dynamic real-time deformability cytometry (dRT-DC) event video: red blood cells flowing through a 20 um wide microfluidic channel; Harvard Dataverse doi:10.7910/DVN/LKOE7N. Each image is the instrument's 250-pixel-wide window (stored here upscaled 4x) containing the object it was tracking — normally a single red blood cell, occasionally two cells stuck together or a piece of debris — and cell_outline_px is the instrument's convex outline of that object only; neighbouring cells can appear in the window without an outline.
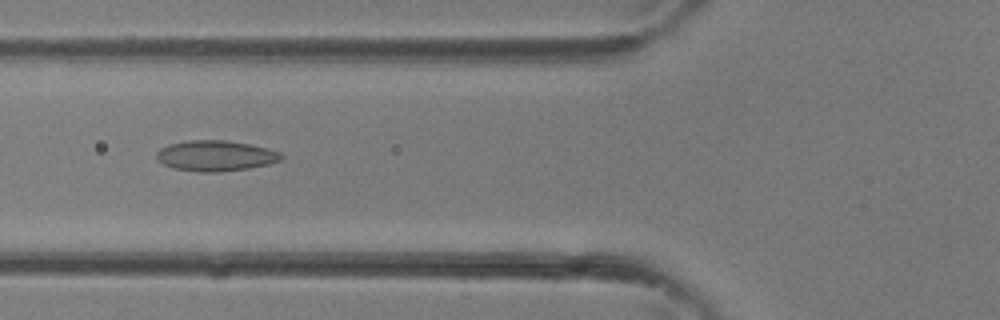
{"species": "common noctule bat (a hibernating species)", "species_latin": "Nyctalus noctula", "temperature_condition": "room temperature", "stored_images_in_passage": 36, "camera_frame_rate_fps": 3000, "um_per_image_px": 0.085, "animal": {"sex": "female"}, "frame": {"image": 1, "passage_image": 14, "time_ms": 4.333, "image_size_px": [1000, 320], "cell_outline_px": [[284, 156], [280, 160], [268, 164], [248, 168], [220, 172], [200, 172], [172, 168], [156, 160], [156, 152], [160, 148], [168, 144], [188, 140], [224, 140], [248, 144], [280, 152]], "centroid_in_image_um": [18.27, 13.24], "position_along_channel_um": 107.5, "area_um2": 22.2}}
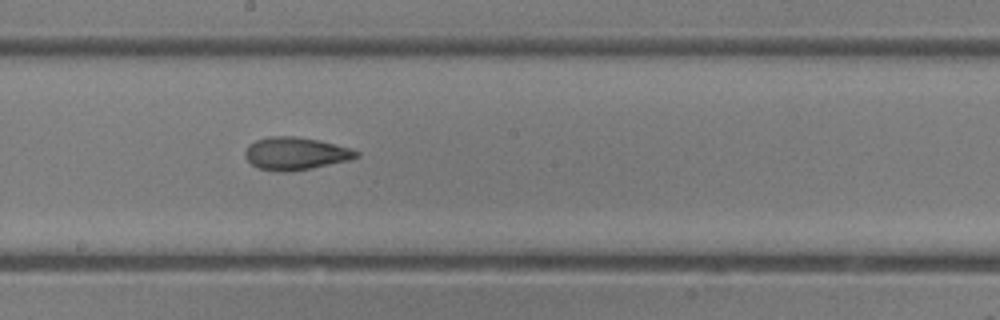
{"frame": {"image": 2, "passage_image": 20, "time_ms": 6.333, "image_size_px": [1000, 320], "cell_outline_px": [[360, 156], [348, 160], [312, 168], [292, 172], [280, 172], [260, 168], [252, 164], [244, 156], [244, 152], [248, 144], [256, 140], [268, 136], [296, 136], [320, 140], [352, 148], [360, 152]], "centroid_in_image_um": [25.13, 13.04], "position_along_channel_um": 223.1, "area_um2": 21.39}}
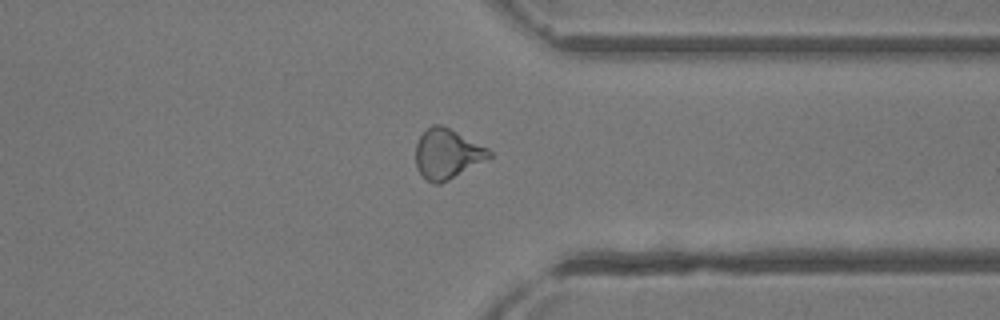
{"frame": {"image": 3, "passage_image": 28, "time_ms": 9.0, "image_size_px": [1000, 320], "cell_outline_px": [[492, 156], [448, 180], [440, 184], [436, 184], [428, 180], [416, 168], [416, 144], [420, 136], [432, 124], [440, 124], [488, 148], [492, 152]], "centroid_in_image_um": [37.99, 13.07], "position_along_channel_um": 373.4, "area_um2": 20.87}}